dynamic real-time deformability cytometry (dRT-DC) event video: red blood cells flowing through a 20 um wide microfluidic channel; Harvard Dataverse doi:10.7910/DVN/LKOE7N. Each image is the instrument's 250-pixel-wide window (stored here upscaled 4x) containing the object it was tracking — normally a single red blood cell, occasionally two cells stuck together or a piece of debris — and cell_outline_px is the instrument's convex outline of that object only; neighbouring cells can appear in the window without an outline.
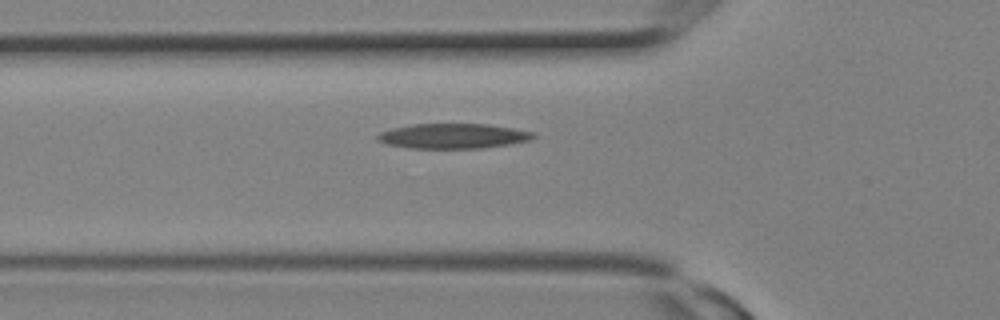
{"species": "Egyptian fruit bat (a non-hibernating species)", "species_latin": "Rousettus aegyptiacus", "temperature_condition": "room temperature", "stored_images_in_passage": 4, "camera_frame_rate_fps": 3000, "um_per_image_px": 0.085, "animal": {"sex": "female"}, "frame": {"image": 1, "passage_image": 2, "time_ms": 0.333, "image_size_px": [1000, 320], "cell_outline_px": [[536, 136], [528, 140], [508, 144], [480, 148], [412, 148], [384, 144], [376, 140], [376, 136], [380, 132], [392, 128], [412, 124], [488, 124], [512, 128], [532, 132]], "centroid_in_image_um": [38.44, 11.56], "position_along_channel_um": 87.4, "area_um2": 22.54}}
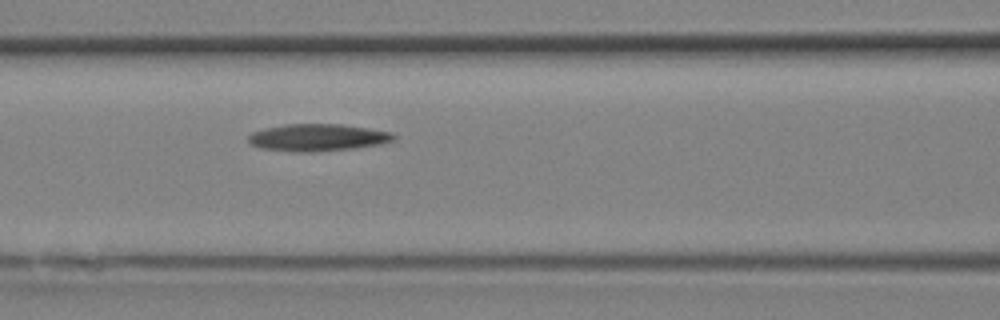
{"frame": {"image": 2, "passage_image": 4, "time_ms": 1.0, "image_size_px": [1000, 320], "cell_outline_px": [[396, 140], [380, 144], [352, 148], [308, 152], [296, 152], [260, 148], [252, 144], [248, 140], [248, 136], [252, 132], [264, 128], [284, 124], [340, 124], [368, 128], [392, 132], [396, 136]], "centroid_in_image_um": [27.0, 11.68], "position_along_channel_um": 139.6, "area_um2": 22.95}}